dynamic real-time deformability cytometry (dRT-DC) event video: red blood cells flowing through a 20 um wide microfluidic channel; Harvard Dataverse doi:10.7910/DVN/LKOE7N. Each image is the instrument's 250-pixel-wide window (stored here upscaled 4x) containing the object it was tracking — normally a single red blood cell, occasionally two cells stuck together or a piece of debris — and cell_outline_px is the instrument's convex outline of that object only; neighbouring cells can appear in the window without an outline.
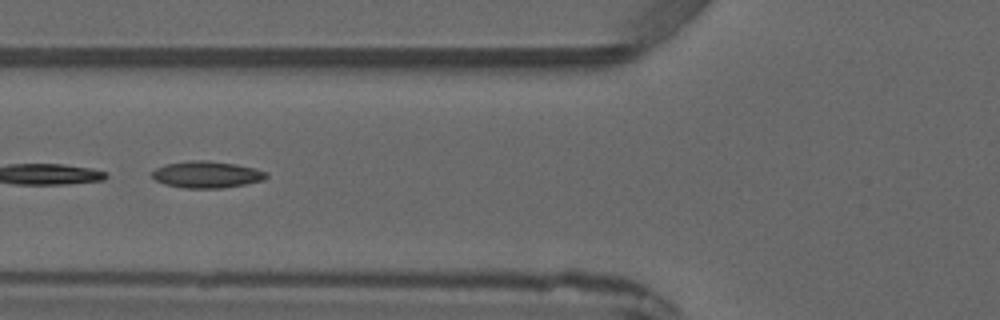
{"species": "common noctule bat (a hibernating species)", "species_latin": "Nyctalus noctula", "temperature_condition": "warm", "stored_images_in_passage": 4, "camera_frame_rate_fps": 3000, "um_per_image_px": 0.085, "animal": {"sex": "male", "forearm_length_mm": 52.5}, "frame": {"image": 1, "passage_image": 4, "time_ms": 3.333, "image_size_px": [1000, 320], "cell_outline_px": [[268, 176], [264, 180], [224, 188], [184, 188], [164, 184], [156, 180], [152, 176], [152, 172], [156, 168], [164, 164], [188, 160], [208, 160], [236, 164], [256, 168], [268, 172]], "centroid_in_image_um": [17.59, 14.82], "position_along_channel_um": 108.2, "area_um2": 17.98}}